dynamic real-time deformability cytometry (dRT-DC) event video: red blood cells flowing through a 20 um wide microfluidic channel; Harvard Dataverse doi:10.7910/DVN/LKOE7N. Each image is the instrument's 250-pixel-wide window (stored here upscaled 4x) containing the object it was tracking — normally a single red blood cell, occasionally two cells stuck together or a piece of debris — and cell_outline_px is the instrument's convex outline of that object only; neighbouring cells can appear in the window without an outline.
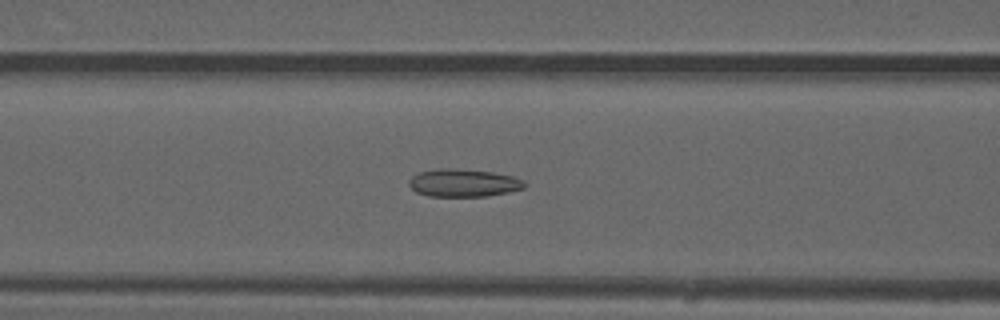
{"species": "common noctule bat (a hibernating species)", "species_latin": "Nyctalus noctula", "temperature_condition": "warm", "stored_images_in_passage": 51, "camera_frame_rate_fps": 3000, "um_per_image_px": 0.085, "animal": {"sex": "male", "forearm_length_mm": 52.5}, "frame": {"image": 1, "passage_image": 21, "time_ms": 6.667, "image_size_px": [1000, 320], "cell_outline_px": [[528, 184], [524, 188], [508, 192], [488, 196], [428, 196], [416, 192], [408, 184], [408, 180], [412, 176], [420, 172], [440, 168], [452, 168], [492, 172], [512, 176], [524, 180]], "centroid_in_image_um": [39.4, 15.55], "position_along_channel_um": 127.2, "area_um2": 18.73}}
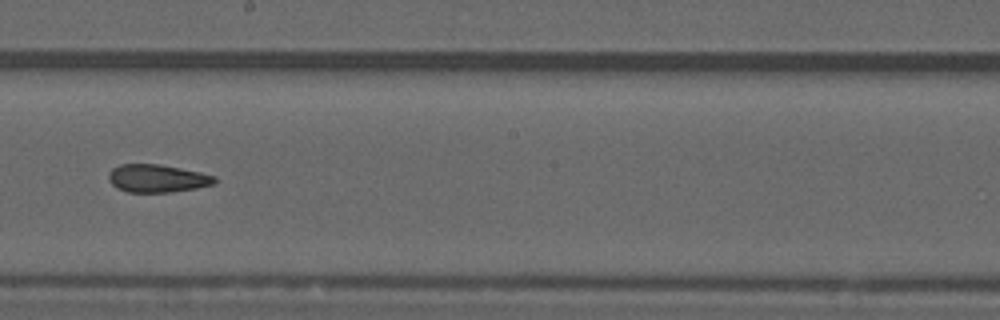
{"frame": {"image": 2, "passage_image": 29, "time_ms": 9.333, "image_size_px": [1000, 320], "cell_outline_px": [[216, 184], [196, 188], [168, 192], [128, 192], [116, 188], [108, 180], [108, 172], [112, 168], [120, 164], [160, 164], [200, 172], [216, 176]], "centroid_in_image_um": [13.35, 15.16], "position_along_channel_um": 234.9, "area_um2": 17.34}}
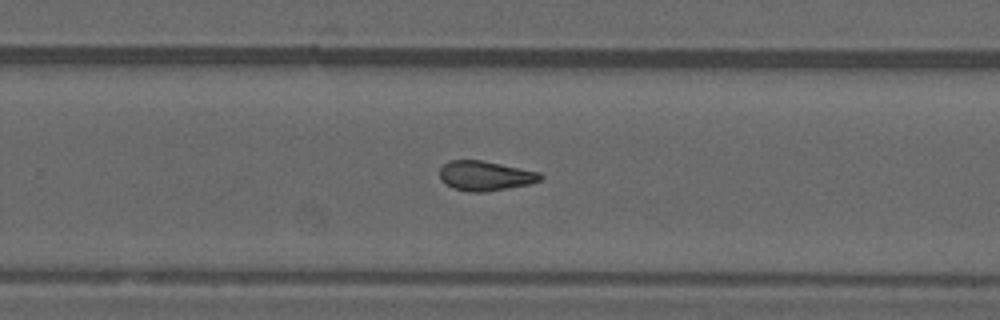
{"frame": {"image": 3, "passage_image": 33, "time_ms": 10.667, "image_size_px": [1000, 320], "cell_outline_px": [[544, 176], [540, 180], [528, 184], [484, 192], [468, 192], [452, 188], [444, 184], [440, 180], [440, 168], [444, 164], [452, 160], [484, 160], [540, 172]], "centroid_in_image_um": [41.22, 14.94], "position_along_channel_um": 288.6, "area_um2": 17.51}, "authors_computed_cell_mechanics": {"area_um2": 17.9758, "velocity_mm_per_s": 4.0507, "shape_relaxation_time_tau1_ms": null, "shape_relaxation_time_tau2_ms": 2.151, "deformation_change_tau1": null, "deformation_change_tau2": 0.0987}}